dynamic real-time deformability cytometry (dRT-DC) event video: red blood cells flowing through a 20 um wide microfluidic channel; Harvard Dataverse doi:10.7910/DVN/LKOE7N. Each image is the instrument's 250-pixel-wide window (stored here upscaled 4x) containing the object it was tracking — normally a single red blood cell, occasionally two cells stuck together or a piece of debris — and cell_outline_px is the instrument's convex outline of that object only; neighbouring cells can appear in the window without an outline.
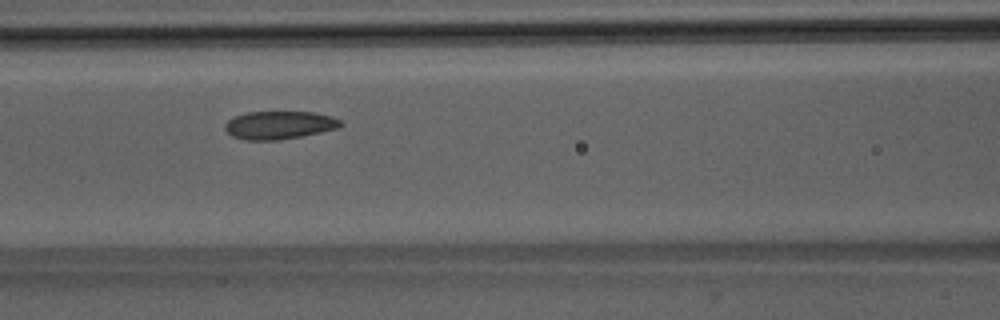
{"species": "Egyptian fruit bat (a non-hibernating species)", "species_latin": "Rousettus aegyptiacus", "temperature_condition": "room temperature", "stored_images_in_passage": 41, "camera_frame_rate_fps": 3000, "um_per_image_px": 0.085, "animal": {"sex": "male"}, "frame": {"image": 1, "passage_image": 15, "time_ms": 4.667, "image_size_px": [1000, 320], "cell_outline_px": [[344, 124], [340, 128], [300, 136], [276, 140], [244, 140], [232, 136], [224, 128], [224, 124], [228, 120], [236, 116], [248, 112], [316, 112], [332, 116], [340, 120]], "centroid_in_image_um": [23.76, 10.63], "position_along_channel_um": 142.8, "area_um2": 18.9}}
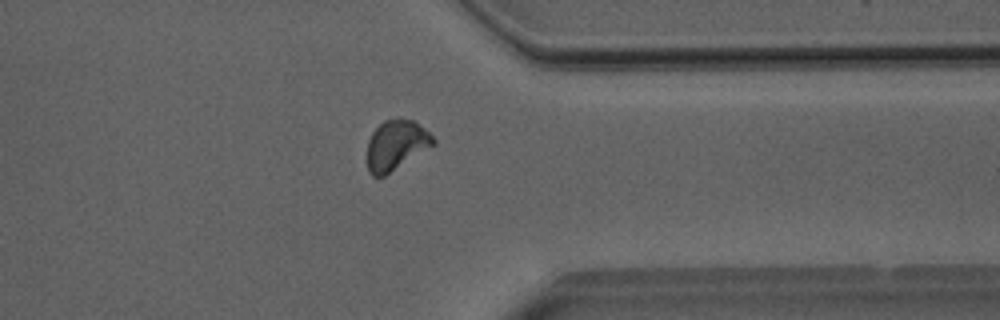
{"frame": {"image": 2, "passage_image": 33, "time_ms": 10.667, "image_size_px": [1000, 320], "cell_outline_px": [[436, 144], [384, 176], [372, 176], [368, 172], [368, 140], [372, 132], [384, 120], [396, 116], [400, 116], [412, 120], [424, 128], [436, 140]], "centroid_in_image_um": [33.67, 12.3], "position_along_channel_um": 377.7, "area_um2": 19.36}}
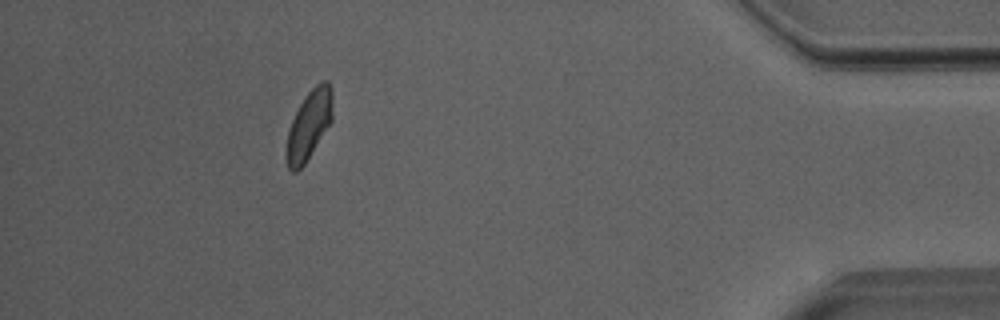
{"frame": {"image": 3, "passage_image": 39, "time_ms": 12.667, "image_size_px": [1000, 320], "cell_outline_px": [[332, 120], [304, 164], [296, 172], [292, 172], [288, 168], [284, 156], [288, 132], [292, 120], [304, 96], [316, 84], [324, 80], [328, 80], [332, 88]], "centroid_in_image_um": [26.25, 10.62], "position_along_channel_um": 409.0, "area_um2": 18.55}}